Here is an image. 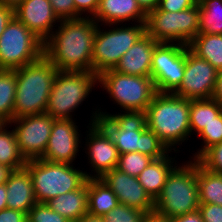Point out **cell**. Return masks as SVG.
Returning <instances> with one entry per match:
<instances>
[{"mask_svg": "<svg viewBox=\"0 0 222 222\" xmlns=\"http://www.w3.org/2000/svg\"><path fill=\"white\" fill-rule=\"evenodd\" d=\"M98 23L93 18L61 20L44 41L43 55L58 71L92 72L93 43Z\"/></svg>", "mask_w": 222, "mask_h": 222, "instance_id": "cell-1", "label": "cell"}, {"mask_svg": "<svg viewBox=\"0 0 222 222\" xmlns=\"http://www.w3.org/2000/svg\"><path fill=\"white\" fill-rule=\"evenodd\" d=\"M189 111L190 100L173 93L157 92L145 111L147 128L177 154L183 142H190Z\"/></svg>", "mask_w": 222, "mask_h": 222, "instance_id": "cell-2", "label": "cell"}, {"mask_svg": "<svg viewBox=\"0 0 222 222\" xmlns=\"http://www.w3.org/2000/svg\"><path fill=\"white\" fill-rule=\"evenodd\" d=\"M17 86L13 119L43 114L58 69L44 55L37 61L15 69Z\"/></svg>", "mask_w": 222, "mask_h": 222, "instance_id": "cell-3", "label": "cell"}, {"mask_svg": "<svg viewBox=\"0 0 222 222\" xmlns=\"http://www.w3.org/2000/svg\"><path fill=\"white\" fill-rule=\"evenodd\" d=\"M199 205L197 160L182 161L168 174L160 195L154 201V211L171 219L197 211Z\"/></svg>", "mask_w": 222, "mask_h": 222, "instance_id": "cell-4", "label": "cell"}, {"mask_svg": "<svg viewBox=\"0 0 222 222\" xmlns=\"http://www.w3.org/2000/svg\"><path fill=\"white\" fill-rule=\"evenodd\" d=\"M73 165L44 159L26 162L25 167L31 175L37 203H46L56 196L79 189L87 181L84 168L81 170Z\"/></svg>", "mask_w": 222, "mask_h": 222, "instance_id": "cell-5", "label": "cell"}, {"mask_svg": "<svg viewBox=\"0 0 222 222\" xmlns=\"http://www.w3.org/2000/svg\"><path fill=\"white\" fill-rule=\"evenodd\" d=\"M98 76L87 71H58L46 106V114L54 119H73V112L82 106L95 86Z\"/></svg>", "mask_w": 222, "mask_h": 222, "instance_id": "cell-6", "label": "cell"}, {"mask_svg": "<svg viewBox=\"0 0 222 222\" xmlns=\"http://www.w3.org/2000/svg\"><path fill=\"white\" fill-rule=\"evenodd\" d=\"M126 25L110 24L101 28L98 24L92 53V72L97 76L114 69L121 57L146 33L145 23Z\"/></svg>", "mask_w": 222, "mask_h": 222, "instance_id": "cell-7", "label": "cell"}, {"mask_svg": "<svg viewBox=\"0 0 222 222\" xmlns=\"http://www.w3.org/2000/svg\"><path fill=\"white\" fill-rule=\"evenodd\" d=\"M106 90L112 104L119 105V111H146L157 93L150 76L122 74L114 69L98 76V85ZM123 109V110H122Z\"/></svg>", "mask_w": 222, "mask_h": 222, "instance_id": "cell-8", "label": "cell"}, {"mask_svg": "<svg viewBox=\"0 0 222 222\" xmlns=\"http://www.w3.org/2000/svg\"><path fill=\"white\" fill-rule=\"evenodd\" d=\"M200 6L179 12L158 7L146 15L145 31L157 42L188 44L199 34Z\"/></svg>", "mask_w": 222, "mask_h": 222, "instance_id": "cell-9", "label": "cell"}, {"mask_svg": "<svg viewBox=\"0 0 222 222\" xmlns=\"http://www.w3.org/2000/svg\"><path fill=\"white\" fill-rule=\"evenodd\" d=\"M43 43L14 16L0 36V69L15 70L39 60Z\"/></svg>", "mask_w": 222, "mask_h": 222, "instance_id": "cell-10", "label": "cell"}, {"mask_svg": "<svg viewBox=\"0 0 222 222\" xmlns=\"http://www.w3.org/2000/svg\"><path fill=\"white\" fill-rule=\"evenodd\" d=\"M93 109L95 111H91L90 124L99 122L109 132L119 155L138 151L141 133L147 128L145 111H120L121 113L111 114L98 106Z\"/></svg>", "mask_w": 222, "mask_h": 222, "instance_id": "cell-11", "label": "cell"}, {"mask_svg": "<svg viewBox=\"0 0 222 222\" xmlns=\"http://www.w3.org/2000/svg\"><path fill=\"white\" fill-rule=\"evenodd\" d=\"M186 45L160 42L153 52L150 77L157 92L173 93L185 70Z\"/></svg>", "mask_w": 222, "mask_h": 222, "instance_id": "cell-12", "label": "cell"}, {"mask_svg": "<svg viewBox=\"0 0 222 222\" xmlns=\"http://www.w3.org/2000/svg\"><path fill=\"white\" fill-rule=\"evenodd\" d=\"M54 118L49 114H35L13 119L18 148L26 161L41 159L48 145Z\"/></svg>", "mask_w": 222, "mask_h": 222, "instance_id": "cell-13", "label": "cell"}, {"mask_svg": "<svg viewBox=\"0 0 222 222\" xmlns=\"http://www.w3.org/2000/svg\"><path fill=\"white\" fill-rule=\"evenodd\" d=\"M89 125V126H88ZM85 137L86 157L91 167L85 172L87 178H101L106 172L117 167L119 153L109 132L99 123H88Z\"/></svg>", "mask_w": 222, "mask_h": 222, "instance_id": "cell-14", "label": "cell"}, {"mask_svg": "<svg viewBox=\"0 0 222 222\" xmlns=\"http://www.w3.org/2000/svg\"><path fill=\"white\" fill-rule=\"evenodd\" d=\"M217 74L211 63L197 57L186 46L184 76L173 94L188 100L211 99Z\"/></svg>", "mask_w": 222, "mask_h": 222, "instance_id": "cell-15", "label": "cell"}, {"mask_svg": "<svg viewBox=\"0 0 222 222\" xmlns=\"http://www.w3.org/2000/svg\"><path fill=\"white\" fill-rule=\"evenodd\" d=\"M74 119H55L48 145L41 159L55 163L74 164L79 156L82 133ZM81 138V139H80ZM78 153V154H77Z\"/></svg>", "mask_w": 222, "mask_h": 222, "instance_id": "cell-16", "label": "cell"}, {"mask_svg": "<svg viewBox=\"0 0 222 222\" xmlns=\"http://www.w3.org/2000/svg\"><path fill=\"white\" fill-rule=\"evenodd\" d=\"M117 196L119 204H123L144 213L154 211V201L145 192L137 177L130 176L118 169L106 172L100 178Z\"/></svg>", "mask_w": 222, "mask_h": 222, "instance_id": "cell-17", "label": "cell"}, {"mask_svg": "<svg viewBox=\"0 0 222 222\" xmlns=\"http://www.w3.org/2000/svg\"><path fill=\"white\" fill-rule=\"evenodd\" d=\"M14 16L43 42L60 23L49 0H23L14 9Z\"/></svg>", "mask_w": 222, "mask_h": 222, "instance_id": "cell-18", "label": "cell"}, {"mask_svg": "<svg viewBox=\"0 0 222 222\" xmlns=\"http://www.w3.org/2000/svg\"><path fill=\"white\" fill-rule=\"evenodd\" d=\"M146 15L137 0H99L98 9L92 18L102 27L126 22L145 23Z\"/></svg>", "mask_w": 222, "mask_h": 222, "instance_id": "cell-19", "label": "cell"}, {"mask_svg": "<svg viewBox=\"0 0 222 222\" xmlns=\"http://www.w3.org/2000/svg\"><path fill=\"white\" fill-rule=\"evenodd\" d=\"M159 43L145 33L121 57L114 70L127 75L150 76L153 52Z\"/></svg>", "mask_w": 222, "mask_h": 222, "instance_id": "cell-20", "label": "cell"}, {"mask_svg": "<svg viewBox=\"0 0 222 222\" xmlns=\"http://www.w3.org/2000/svg\"><path fill=\"white\" fill-rule=\"evenodd\" d=\"M5 184L7 208L28 213L37 203L32 178L25 166L13 170Z\"/></svg>", "mask_w": 222, "mask_h": 222, "instance_id": "cell-21", "label": "cell"}, {"mask_svg": "<svg viewBox=\"0 0 222 222\" xmlns=\"http://www.w3.org/2000/svg\"><path fill=\"white\" fill-rule=\"evenodd\" d=\"M47 204L70 222H77L88 213L87 181L79 188L50 199Z\"/></svg>", "mask_w": 222, "mask_h": 222, "instance_id": "cell-22", "label": "cell"}, {"mask_svg": "<svg viewBox=\"0 0 222 222\" xmlns=\"http://www.w3.org/2000/svg\"><path fill=\"white\" fill-rule=\"evenodd\" d=\"M176 156V154L175 157L168 154L163 158L153 160L137 176V180L153 201L160 195L168 174L179 163L175 160Z\"/></svg>", "mask_w": 222, "mask_h": 222, "instance_id": "cell-23", "label": "cell"}, {"mask_svg": "<svg viewBox=\"0 0 222 222\" xmlns=\"http://www.w3.org/2000/svg\"><path fill=\"white\" fill-rule=\"evenodd\" d=\"M88 213L105 217L119 205L117 196L100 178H87Z\"/></svg>", "mask_w": 222, "mask_h": 222, "instance_id": "cell-24", "label": "cell"}, {"mask_svg": "<svg viewBox=\"0 0 222 222\" xmlns=\"http://www.w3.org/2000/svg\"><path fill=\"white\" fill-rule=\"evenodd\" d=\"M189 50L197 57L222 70V34L199 33L189 44Z\"/></svg>", "mask_w": 222, "mask_h": 222, "instance_id": "cell-25", "label": "cell"}, {"mask_svg": "<svg viewBox=\"0 0 222 222\" xmlns=\"http://www.w3.org/2000/svg\"><path fill=\"white\" fill-rule=\"evenodd\" d=\"M197 182L200 204L222 206V173L209 171L197 161Z\"/></svg>", "mask_w": 222, "mask_h": 222, "instance_id": "cell-26", "label": "cell"}, {"mask_svg": "<svg viewBox=\"0 0 222 222\" xmlns=\"http://www.w3.org/2000/svg\"><path fill=\"white\" fill-rule=\"evenodd\" d=\"M222 112V105L211 99L190 100L191 135H198L201 130Z\"/></svg>", "mask_w": 222, "mask_h": 222, "instance_id": "cell-27", "label": "cell"}, {"mask_svg": "<svg viewBox=\"0 0 222 222\" xmlns=\"http://www.w3.org/2000/svg\"><path fill=\"white\" fill-rule=\"evenodd\" d=\"M11 127L13 126L7 123L0 129V164L16 170L24 167L27 161L19 151L16 136Z\"/></svg>", "mask_w": 222, "mask_h": 222, "instance_id": "cell-28", "label": "cell"}, {"mask_svg": "<svg viewBox=\"0 0 222 222\" xmlns=\"http://www.w3.org/2000/svg\"><path fill=\"white\" fill-rule=\"evenodd\" d=\"M199 33L222 34V0H198Z\"/></svg>", "mask_w": 222, "mask_h": 222, "instance_id": "cell-29", "label": "cell"}, {"mask_svg": "<svg viewBox=\"0 0 222 222\" xmlns=\"http://www.w3.org/2000/svg\"><path fill=\"white\" fill-rule=\"evenodd\" d=\"M16 86L15 70L0 69V117L7 123L13 120Z\"/></svg>", "mask_w": 222, "mask_h": 222, "instance_id": "cell-30", "label": "cell"}, {"mask_svg": "<svg viewBox=\"0 0 222 222\" xmlns=\"http://www.w3.org/2000/svg\"><path fill=\"white\" fill-rule=\"evenodd\" d=\"M202 140L201 148L189 157L192 160H197L207 149L222 142V112L214 118L201 132L197 135Z\"/></svg>", "mask_w": 222, "mask_h": 222, "instance_id": "cell-31", "label": "cell"}, {"mask_svg": "<svg viewBox=\"0 0 222 222\" xmlns=\"http://www.w3.org/2000/svg\"><path fill=\"white\" fill-rule=\"evenodd\" d=\"M154 159L138 151L119 155L116 169L137 177Z\"/></svg>", "mask_w": 222, "mask_h": 222, "instance_id": "cell-32", "label": "cell"}, {"mask_svg": "<svg viewBox=\"0 0 222 222\" xmlns=\"http://www.w3.org/2000/svg\"><path fill=\"white\" fill-rule=\"evenodd\" d=\"M138 152L150 156L154 160L163 158L169 153L170 155L172 154L160 138L148 128L141 133V143Z\"/></svg>", "mask_w": 222, "mask_h": 222, "instance_id": "cell-33", "label": "cell"}, {"mask_svg": "<svg viewBox=\"0 0 222 222\" xmlns=\"http://www.w3.org/2000/svg\"><path fill=\"white\" fill-rule=\"evenodd\" d=\"M144 212L119 204L113 208L104 218L105 222H141Z\"/></svg>", "mask_w": 222, "mask_h": 222, "instance_id": "cell-34", "label": "cell"}, {"mask_svg": "<svg viewBox=\"0 0 222 222\" xmlns=\"http://www.w3.org/2000/svg\"><path fill=\"white\" fill-rule=\"evenodd\" d=\"M27 222H70L45 203H36L27 213Z\"/></svg>", "mask_w": 222, "mask_h": 222, "instance_id": "cell-35", "label": "cell"}, {"mask_svg": "<svg viewBox=\"0 0 222 222\" xmlns=\"http://www.w3.org/2000/svg\"><path fill=\"white\" fill-rule=\"evenodd\" d=\"M197 161L209 171L222 173V142L207 149Z\"/></svg>", "mask_w": 222, "mask_h": 222, "instance_id": "cell-36", "label": "cell"}, {"mask_svg": "<svg viewBox=\"0 0 222 222\" xmlns=\"http://www.w3.org/2000/svg\"><path fill=\"white\" fill-rule=\"evenodd\" d=\"M54 13L61 20L83 18L75 9L73 0H49Z\"/></svg>", "mask_w": 222, "mask_h": 222, "instance_id": "cell-37", "label": "cell"}, {"mask_svg": "<svg viewBox=\"0 0 222 222\" xmlns=\"http://www.w3.org/2000/svg\"><path fill=\"white\" fill-rule=\"evenodd\" d=\"M198 0H160L158 8L162 11L179 12L194 7Z\"/></svg>", "mask_w": 222, "mask_h": 222, "instance_id": "cell-38", "label": "cell"}, {"mask_svg": "<svg viewBox=\"0 0 222 222\" xmlns=\"http://www.w3.org/2000/svg\"><path fill=\"white\" fill-rule=\"evenodd\" d=\"M198 211L204 222H222V206L215 204H200Z\"/></svg>", "mask_w": 222, "mask_h": 222, "instance_id": "cell-39", "label": "cell"}, {"mask_svg": "<svg viewBox=\"0 0 222 222\" xmlns=\"http://www.w3.org/2000/svg\"><path fill=\"white\" fill-rule=\"evenodd\" d=\"M76 11L82 16L83 18H92L99 5V0H73ZM85 14V15H84Z\"/></svg>", "mask_w": 222, "mask_h": 222, "instance_id": "cell-40", "label": "cell"}, {"mask_svg": "<svg viewBox=\"0 0 222 222\" xmlns=\"http://www.w3.org/2000/svg\"><path fill=\"white\" fill-rule=\"evenodd\" d=\"M0 222H27V213L5 208L0 211Z\"/></svg>", "mask_w": 222, "mask_h": 222, "instance_id": "cell-41", "label": "cell"}, {"mask_svg": "<svg viewBox=\"0 0 222 222\" xmlns=\"http://www.w3.org/2000/svg\"><path fill=\"white\" fill-rule=\"evenodd\" d=\"M14 17V9L0 4V36Z\"/></svg>", "mask_w": 222, "mask_h": 222, "instance_id": "cell-42", "label": "cell"}, {"mask_svg": "<svg viewBox=\"0 0 222 222\" xmlns=\"http://www.w3.org/2000/svg\"><path fill=\"white\" fill-rule=\"evenodd\" d=\"M170 222H204L200 212L194 211L185 215L177 216L170 219Z\"/></svg>", "mask_w": 222, "mask_h": 222, "instance_id": "cell-43", "label": "cell"}, {"mask_svg": "<svg viewBox=\"0 0 222 222\" xmlns=\"http://www.w3.org/2000/svg\"><path fill=\"white\" fill-rule=\"evenodd\" d=\"M212 99L222 105V70L218 71L215 87L212 93Z\"/></svg>", "mask_w": 222, "mask_h": 222, "instance_id": "cell-44", "label": "cell"}, {"mask_svg": "<svg viewBox=\"0 0 222 222\" xmlns=\"http://www.w3.org/2000/svg\"><path fill=\"white\" fill-rule=\"evenodd\" d=\"M141 222H170V219L153 211L150 213H145L141 219Z\"/></svg>", "mask_w": 222, "mask_h": 222, "instance_id": "cell-45", "label": "cell"}, {"mask_svg": "<svg viewBox=\"0 0 222 222\" xmlns=\"http://www.w3.org/2000/svg\"><path fill=\"white\" fill-rule=\"evenodd\" d=\"M137 2L141 9L147 14L158 7L160 0H137Z\"/></svg>", "mask_w": 222, "mask_h": 222, "instance_id": "cell-46", "label": "cell"}, {"mask_svg": "<svg viewBox=\"0 0 222 222\" xmlns=\"http://www.w3.org/2000/svg\"><path fill=\"white\" fill-rule=\"evenodd\" d=\"M12 171V168L0 164V185L6 183Z\"/></svg>", "mask_w": 222, "mask_h": 222, "instance_id": "cell-47", "label": "cell"}, {"mask_svg": "<svg viewBox=\"0 0 222 222\" xmlns=\"http://www.w3.org/2000/svg\"><path fill=\"white\" fill-rule=\"evenodd\" d=\"M7 208V189L6 184L0 185V211Z\"/></svg>", "mask_w": 222, "mask_h": 222, "instance_id": "cell-48", "label": "cell"}, {"mask_svg": "<svg viewBox=\"0 0 222 222\" xmlns=\"http://www.w3.org/2000/svg\"><path fill=\"white\" fill-rule=\"evenodd\" d=\"M77 222H105V218L100 216H93L87 213L83 215Z\"/></svg>", "mask_w": 222, "mask_h": 222, "instance_id": "cell-49", "label": "cell"}, {"mask_svg": "<svg viewBox=\"0 0 222 222\" xmlns=\"http://www.w3.org/2000/svg\"><path fill=\"white\" fill-rule=\"evenodd\" d=\"M23 0H0L1 5L15 9Z\"/></svg>", "mask_w": 222, "mask_h": 222, "instance_id": "cell-50", "label": "cell"}, {"mask_svg": "<svg viewBox=\"0 0 222 222\" xmlns=\"http://www.w3.org/2000/svg\"><path fill=\"white\" fill-rule=\"evenodd\" d=\"M6 124H7V122L4 121V120L0 117V129H1L2 127H4Z\"/></svg>", "mask_w": 222, "mask_h": 222, "instance_id": "cell-51", "label": "cell"}]
</instances>
